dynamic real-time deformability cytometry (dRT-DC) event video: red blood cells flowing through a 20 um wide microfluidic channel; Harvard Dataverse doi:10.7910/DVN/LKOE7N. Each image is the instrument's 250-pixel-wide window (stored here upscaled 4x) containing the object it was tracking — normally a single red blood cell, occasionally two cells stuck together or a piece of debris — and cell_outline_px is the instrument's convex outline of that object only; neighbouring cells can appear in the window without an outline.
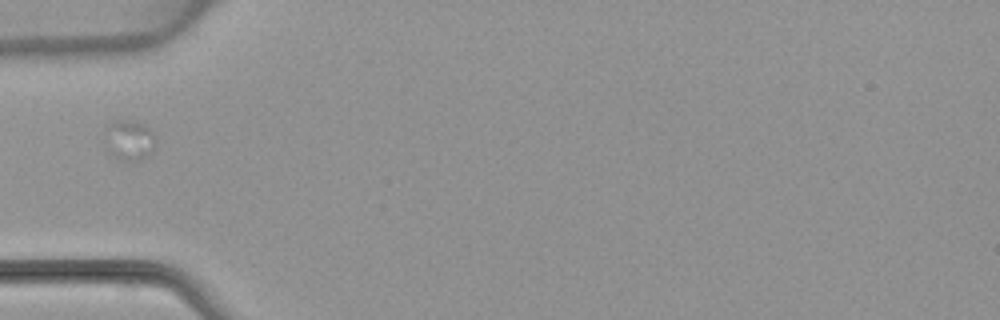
{"species": "common noctule bat (a hibernating species)", "species_latin": "Nyctalus noctula", "temperature_condition": "warm", "stored_images_in_passage": 3, "camera_frame_rate_fps": 3000, "um_per_image_px": 0.085, "animal": {"sex": "female", "body_mass_g": 22.7, "forearm_length_mm": 54.2}, "frame": {"image": 1, "passage_image": 1, "time_ms": 0.0, "image_size_px": [1000, 320], "cell_outline_px": [[156, 144], [152, 152], [140, 160], [116, 160], [104, 148], [104, 124], [112, 120], [132, 120], [144, 124], [156, 136]], "centroid_in_image_um": [10.91, 11.89], "position_along_channel_um": 74.1, "area_um2": 12.66}}